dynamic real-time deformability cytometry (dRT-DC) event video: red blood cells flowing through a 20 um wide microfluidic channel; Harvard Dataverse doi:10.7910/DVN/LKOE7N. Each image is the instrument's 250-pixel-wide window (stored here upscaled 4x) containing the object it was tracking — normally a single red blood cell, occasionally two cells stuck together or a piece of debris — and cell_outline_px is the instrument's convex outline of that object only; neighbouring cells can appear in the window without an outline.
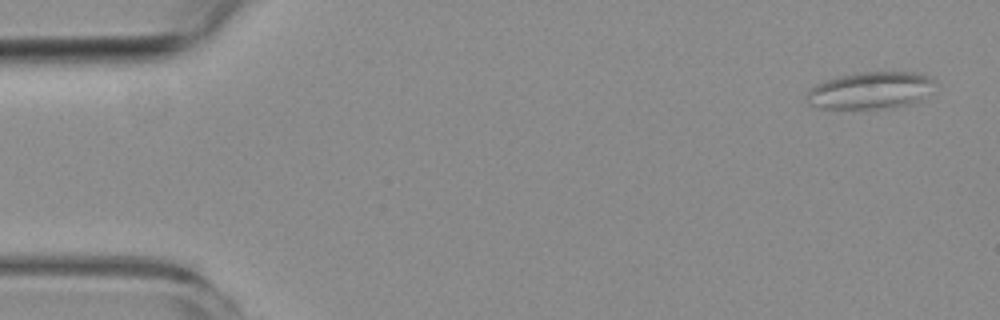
{"species": "common noctule bat (a hibernating species)", "species_latin": "Nyctalus noctula", "temperature_condition": "room temperature", "stored_images_in_passage": 5, "camera_frame_rate_fps": 3000, "um_per_image_px": 0.085, "animal": {"sex": "female", "body_mass_g": 19.3, "forearm_length_mm": 54.1}, "frame": {"image": 1, "passage_image": 1, "time_ms": 0.0, "image_size_px": [1000, 320], "cell_outline_px": [[932, 80], [920, 96], [912, 104], [892, 108], [820, 108], [808, 104], [804, 100], [804, 96], [808, 88], [824, 80], [840, 76], [860, 72], [920, 72], [928, 76]], "centroid_in_image_um": [73.81, 7.68], "position_along_channel_um": 11.2, "area_um2": 27.22}}